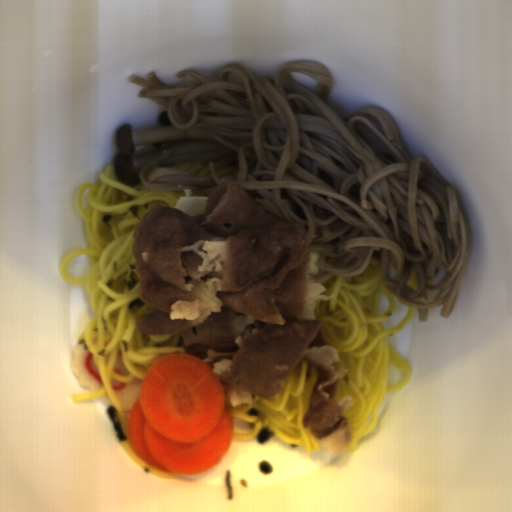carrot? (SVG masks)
I'll list each match as a JSON object with an SVG mask.
<instances>
[{
	"label": "carrot",
	"mask_w": 512,
	"mask_h": 512,
	"mask_svg": "<svg viewBox=\"0 0 512 512\" xmlns=\"http://www.w3.org/2000/svg\"><path fill=\"white\" fill-rule=\"evenodd\" d=\"M212 369L186 353H170L150 364L126 421L129 444L145 464L191 475L223 459L235 422Z\"/></svg>",
	"instance_id": "b8716197"
}]
</instances>
